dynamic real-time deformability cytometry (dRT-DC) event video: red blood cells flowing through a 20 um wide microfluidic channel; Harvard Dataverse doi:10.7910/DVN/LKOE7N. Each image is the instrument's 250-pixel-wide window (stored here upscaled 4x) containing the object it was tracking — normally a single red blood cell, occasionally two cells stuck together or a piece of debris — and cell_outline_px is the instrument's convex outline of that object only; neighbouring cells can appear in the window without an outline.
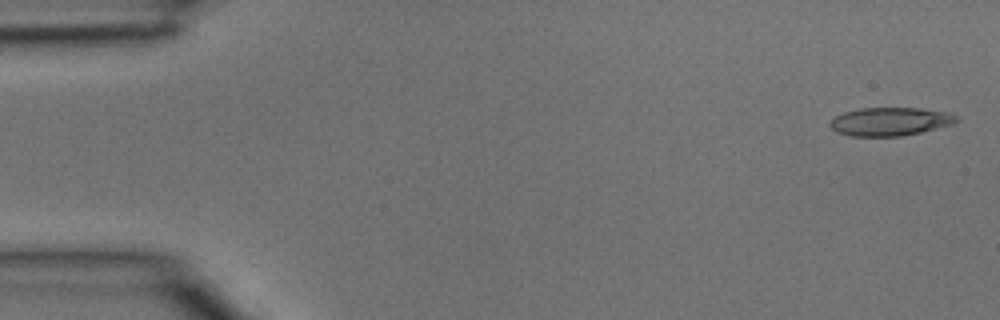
{"species": "common noctule bat (a hibernating species)", "species_latin": "Nyctalus noctula", "temperature_condition": "room temperature", "stored_images_in_passage": 37, "camera_frame_rate_fps": 3000, "um_per_image_px": 0.085, "animal": {"sex": "male", "body_mass_g": 15.6}, "frame": {"image": 1, "passage_image": 1, "time_ms": 0.0, "image_size_px": [1000, 320], "cell_outline_px": [[960, 120], [952, 124], [920, 132], [900, 136], [852, 136], [836, 132], [828, 124], [836, 116], [844, 112], [860, 108], [920, 108], [948, 112], [960, 116]], "centroid_in_image_um": [75.69, 10.32], "position_along_channel_um": 9.3, "area_um2": 20.87}}
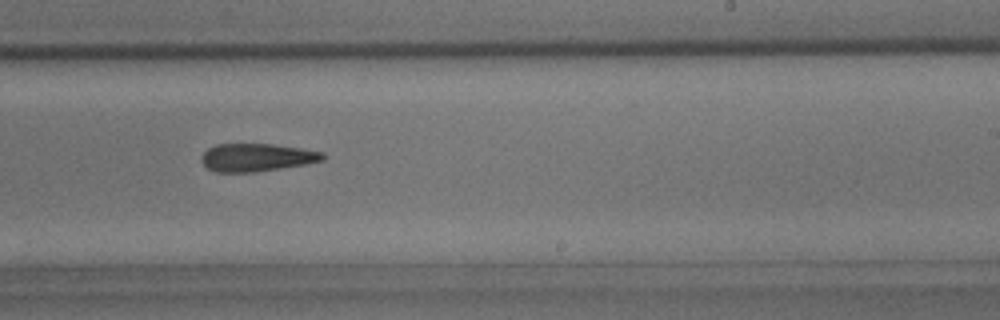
{"frame": {"image": 2, "passage_image": 24, "time_ms": 7.667, "image_size_px": [1000, 320], "cell_outline_px": [[328, 156], [324, 160], [304, 164], [256, 172], [216, 172], [208, 168], [200, 160], [200, 156], [208, 148], [216, 144], [272, 144], [300, 148], [324, 152]], "centroid_in_image_um": [21.82, 13.38], "position_along_channel_um": 267.2, "area_um2": 19.77}}
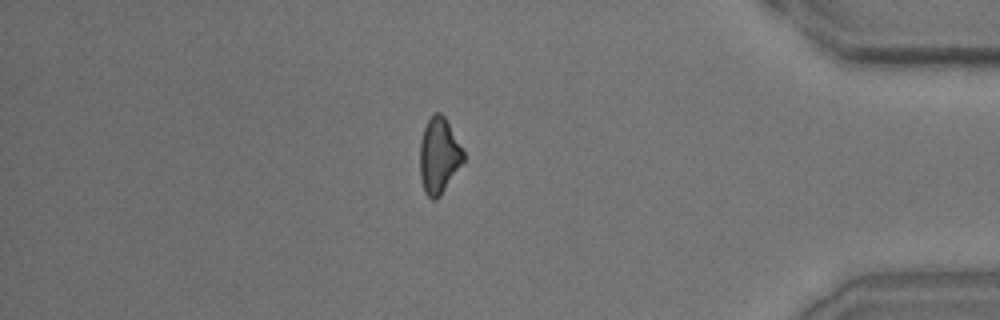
{"frame": {"image": 3, "passage_image": 34, "time_ms": 11.0, "image_size_px": [1000, 320], "cell_outline_px": [[464, 160], [440, 196], [436, 200], [432, 200], [424, 192], [420, 176], [420, 140], [424, 128], [432, 112], [440, 112], [444, 116], [464, 152]], "centroid_in_image_um": [37.28, 13.23], "position_along_channel_um": 397.9, "area_um2": 19.07}}